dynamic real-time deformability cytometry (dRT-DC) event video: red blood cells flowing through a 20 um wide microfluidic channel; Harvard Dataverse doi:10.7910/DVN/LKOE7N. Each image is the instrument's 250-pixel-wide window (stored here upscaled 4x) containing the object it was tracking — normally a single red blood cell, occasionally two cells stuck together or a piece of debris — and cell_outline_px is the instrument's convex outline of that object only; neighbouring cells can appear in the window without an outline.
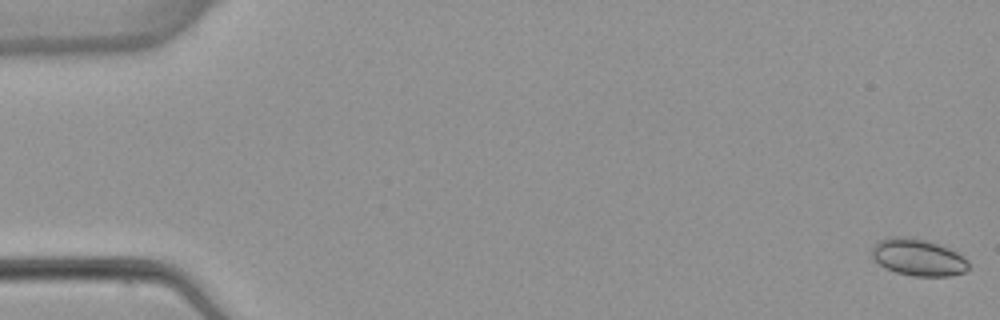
{"species": "common noctule bat (a hibernating species)", "species_latin": "Nyctalus noctula", "temperature_condition": "warm", "stored_images_in_passage": 5, "camera_frame_rate_fps": 3000, "um_per_image_px": 0.085, "animal": {"sex": "female", "body_mass_g": 22.7, "forearm_length_mm": 54.2}, "frame": {"image": 1, "passage_image": 1, "time_ms": 0.0, "image_size_px": [1000, 320], "cell_outline_px": [[968, 268], [964, 272], [948, 276], [912, 276], [896, 272], [884, 268], [872, 260], [872, 248], [880, 240], [892, 236], [904, 236], [928, 240], [948, 248], [956, 252], [968, 260]], "centroid_in_image_um": [78.01, 21.87], "position_along_channel_um": 7.0, "area_um2": 20.87}}